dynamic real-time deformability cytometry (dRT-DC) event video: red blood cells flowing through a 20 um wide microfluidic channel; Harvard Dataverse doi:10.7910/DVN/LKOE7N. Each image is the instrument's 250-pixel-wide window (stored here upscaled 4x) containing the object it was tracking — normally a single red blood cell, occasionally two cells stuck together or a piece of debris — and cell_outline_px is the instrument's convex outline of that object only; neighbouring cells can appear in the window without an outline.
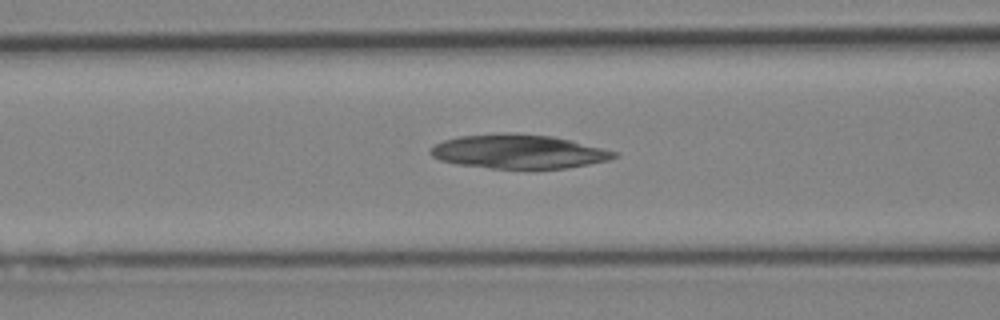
{"species": "Egyptian fruit bat (a non-hibernating species)", "species_latin": "Rousettus aegyptiacus", "temperature_condition": "cold", "stored_images_in_passage": 30, "camera_frame_rate_fps": 3000, "um_per_image_px": 0.085, "animal": {"sex": "female"}, "frame": {"image": 1, "passage_image": 5, "time_ms": 1.333, "image_size_px": [1000, 320], "cell_outline_px": [[620, 152], [616, 156], [608, 160], [568, 168], [492, 168], [456, 164], [440, 160], [432, 156], [428, 152], [432, 144], [444, 140], [460, 136], [500, 132], [512, 132], [552, 136]], "centroid_in_image_um": [44.03, 12.87], "position_along_channel_um": 122.6, "area_um2": 36.53}}
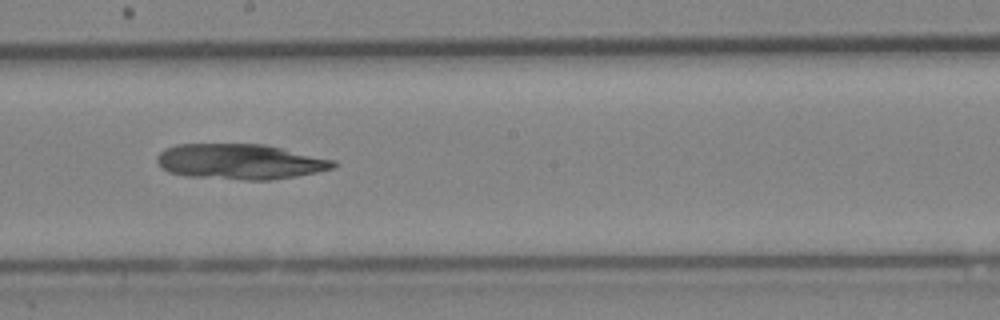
{"frame": {"image": 2, "passage_image": 12, "time_ms": 3.667, "image_size_px": [1000, 320], "cell_outline_px": [[340, 164], [332, 168], [316, 172], [296, 176], [268, 180], [248, 180], [188, 176], [168, 172], [156, 160], [156, 156], [160, 152], [176, 144], [264, 144], [336, 160]], "centroid_in_image_um": [20.44, 13.73], "position_along_channel_um": 227.8, "area_um2": 36.24}}
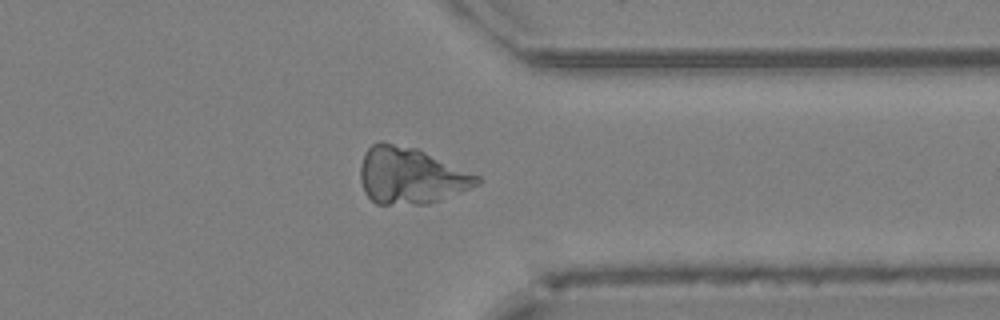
{"frame": {"image": 3, "passage_image": 22, "time_ms": 7.0, "image_size_px": [1000, 320], "cell_outline_px": [[480, 184], [428, 204], [376, 204], [364, 192], [360, 180], [360, 164], [364, 152], [372, 144], [380, 140], [384, 140], [416, 148], [480, 176]], "centroid_in_image_um": [34.85, 14.91], "position_along_channel_um": 376.5, "area_um2": 38.49}}